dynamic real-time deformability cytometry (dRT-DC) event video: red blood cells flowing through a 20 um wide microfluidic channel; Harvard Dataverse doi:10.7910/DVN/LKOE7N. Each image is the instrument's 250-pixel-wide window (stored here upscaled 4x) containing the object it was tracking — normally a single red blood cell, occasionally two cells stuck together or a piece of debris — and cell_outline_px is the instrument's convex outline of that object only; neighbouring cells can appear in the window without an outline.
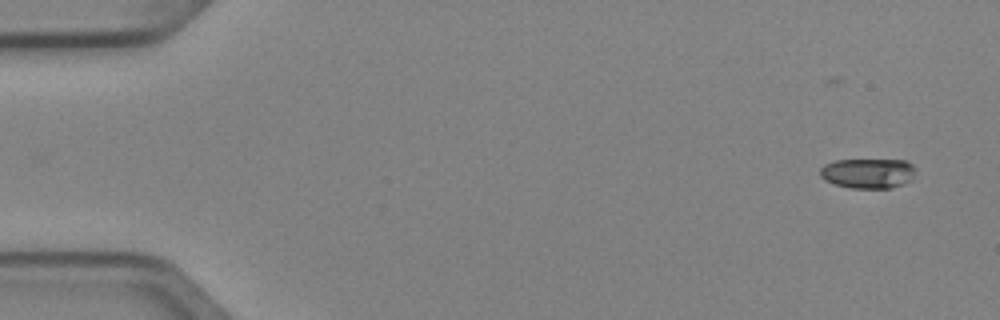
{"species": "Egyptian fruit bat (a non-hibernating species)", "species_latin": "Rousettus aegyptiacus", "temperature_condition": "cold", "stored_images_in_passage": 4, "camera_frame_rate_fps": 3000, "um_per_image_px": 0.085, "animal": {"sex": "female"}, "frame": {"image": 1, "passage_image": 1, "time_ms": 0.0, "image_size_px": [1000, 320], "cell_outline_px": [[916, 168], [912, 180], [904, 184], [892, 188], [852, 188], [836, 184], [824, 180], [820, 176], [820, 168], [824, 164], [836, 160], [904, 160], [912, 164]], "centroid_in_image_um": [73.8, 14.73], "position_along_channel_um": 11.2, "area_um2": 16.82}}
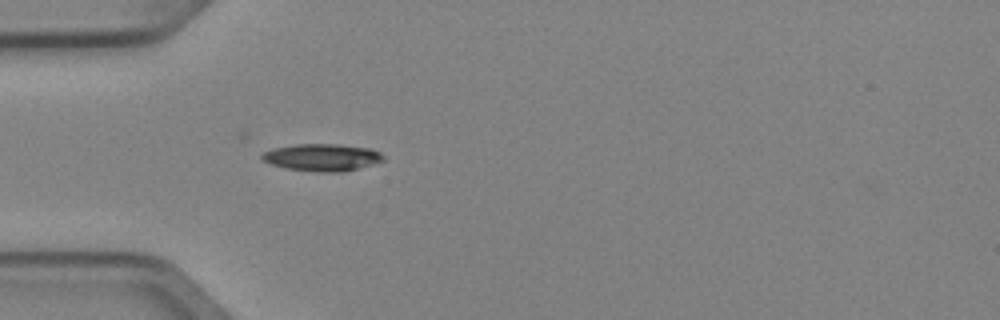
{"frame": {"image": 2, "passage_image": 4, "time_ms": 1.0, "image_size_px": [1000, 320], "cell_outline_px": [[384, 160], [372, 164], [344, 172], [316, 172], [284, 168], [272, 164], [264, 160], [260, 156], [264, 152], [272, 148], [296, 144], [336, 144], [368, 148], [380, 152], [384, 156]], "centroid_in_image_um": [27.37, 13.38], "position_along_channel_um": 57.6, "area_um2": 19.19}}